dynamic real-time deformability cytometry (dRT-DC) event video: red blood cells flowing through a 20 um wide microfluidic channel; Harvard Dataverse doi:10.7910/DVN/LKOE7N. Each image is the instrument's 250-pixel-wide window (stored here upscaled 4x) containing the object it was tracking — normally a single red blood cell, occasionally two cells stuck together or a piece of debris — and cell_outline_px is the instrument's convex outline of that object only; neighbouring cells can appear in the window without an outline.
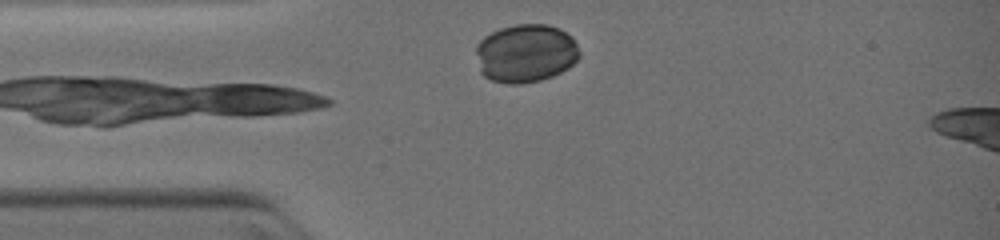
{"species": "common noctule bat (a hibernating species)", "species_latin": "Nyctalus noctula", "temperature_condition": "warm", "stored_images_in_passage": 16, "camera_frame_rate_fps": 3000, "um_per_image_px": 0.085, "animal": {"sex": "female", "body_mass_g": 19.0, "forearm_length_mm": 51.5}, "frame": {"image": 1, "passage_image": 15, "time_ms": 3.333, "image_size_px": [1000, 240], "cell_outline_px": [[580, 56], [568, 68], [552, 76], [540, 80], [524, 84], [508, 84], [492, 80], [484, 76], [480, 72], [476, 52], [476, 44], [484, 36], [500, 28], [516, 24], [548, 24], [560, 28], [572, 36], [580, 52]], "centroid_in_image_um": [44.68, 4.52], "position_along_channel_um": 40.3, "area_um2": 35.43}}